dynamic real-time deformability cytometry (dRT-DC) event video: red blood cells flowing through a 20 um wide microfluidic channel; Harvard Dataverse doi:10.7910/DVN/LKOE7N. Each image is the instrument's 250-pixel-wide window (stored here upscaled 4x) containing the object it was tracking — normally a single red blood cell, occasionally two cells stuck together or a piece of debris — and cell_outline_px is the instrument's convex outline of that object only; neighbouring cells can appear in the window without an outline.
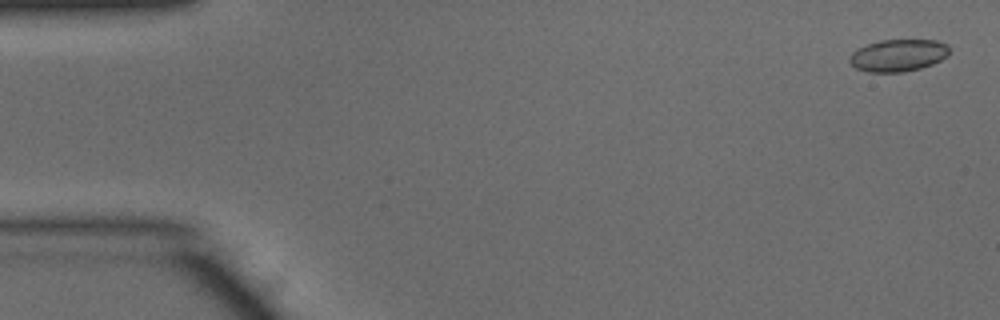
{"species": "common noctule bat (a hibernating species)", "species_latin": "Nyctalus noctula", "temperature_condition": "warm", "stored_images_in_passage": 46, "camera_frame_rate_fps": 3000, "um_per_image_px": 0.085, "animal": {"sex": "male", "body_mass_g": 15.6}, "frame": {"image": 1, "passage_image": 2, "time_ms": 0.333, "image_size_px": [1000, 320], "cell_outline_px": [[948, 56], [932, 64], [920, 68], [904, 72], [868, 72], [856, 68], [848, 60], [848, 56], [852, 52], [868, 44], [880, 40], [936, 40], [948, 44]], "centroid_in_image_um": [76.34, 4.7], "position_along_channel_um": 8.7, "area_um2": 18.67}}
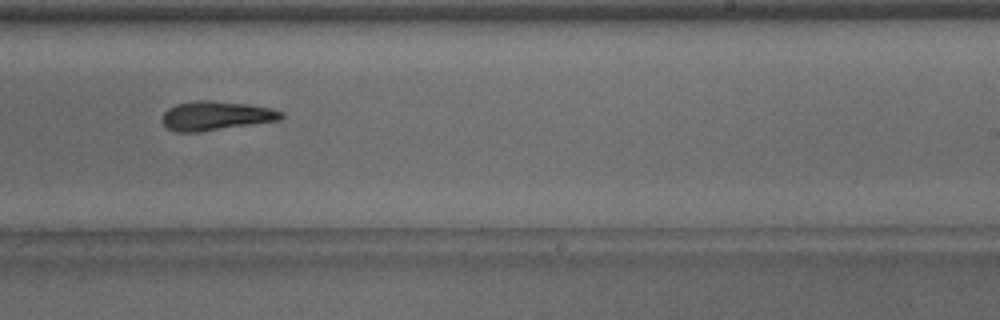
{"frame": {"image": 2, "passage_image": 31, "time_ms": 10.0, "image_size_px": [1000, 320], "cell_outline_px": [[284, 116], [280, 120], [200, 132], [176, 132], [168, 128], [160, 120], [164, 112], [168, 108], [176, 104], [196, 100], [208, 100], [248, 104], [272, 108], [284, 112]], "centroid_in_image_um": [18.35, 9.84], "position_along_channel_um": 270.6, "area_um2": 20.35}}
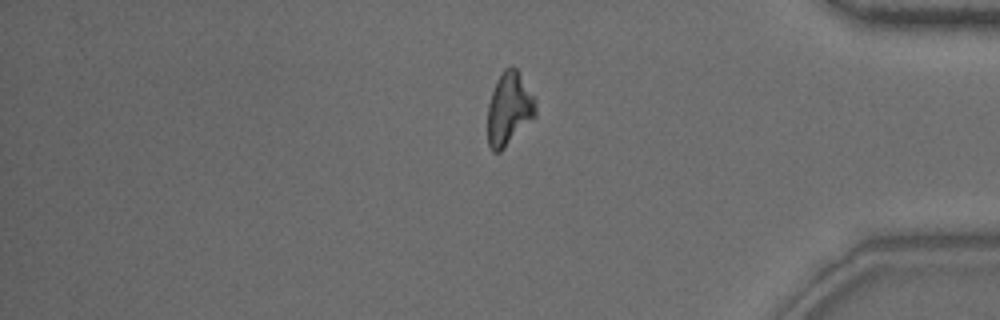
{"frame": {"image": 3, "passage_image": 42, "time_ms": 13.667, "image_size_px": [1000, 320], "cell_outline_px": [[536, 116], [500, 152], [492, 152], [488, 144], [488, 104], [496, 80], [504, 68], [512, 64], [516, 68], [536, 100]], "centroid_in_image_um": [43.27, 9.24], "position_along_channel_um": 391.9, "area_um2": 20.46}}